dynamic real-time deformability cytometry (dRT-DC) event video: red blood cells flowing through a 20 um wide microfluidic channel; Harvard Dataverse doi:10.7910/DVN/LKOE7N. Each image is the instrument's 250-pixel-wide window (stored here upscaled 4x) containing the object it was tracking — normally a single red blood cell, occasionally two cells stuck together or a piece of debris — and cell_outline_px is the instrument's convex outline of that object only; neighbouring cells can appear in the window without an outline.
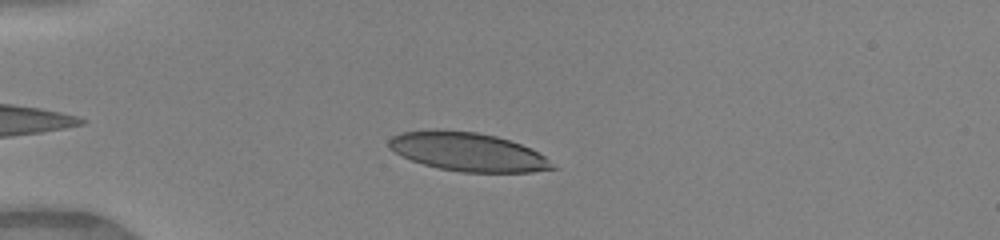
{"species": "human", "species_latin": "Homo sapiens", "temperature_condition": "warm", "stored_images_in_passage": 33, "camera_frame_rate_fps": 3000, "um_per_image_px": 0.085, "donor": {"sex": "female"}, "frame": {"image": 1, "passage_image": 2, "time_ms": 0.333, "image_size_px": [1000, 240], "cell_outline_px": [[560, 168], [532, 172], [460, 172], [440, 168], [424, 164], [412, 160], [388, 148], [388, 140], [392, 136], [404, 132], [436, 128], [476, 132], [496, 136], [532, 148], [544, 156]], "centroid_in_image_um": [39.78, 12.9], "position_along_channel_um": 45.2, "area_um2": 36.93}}
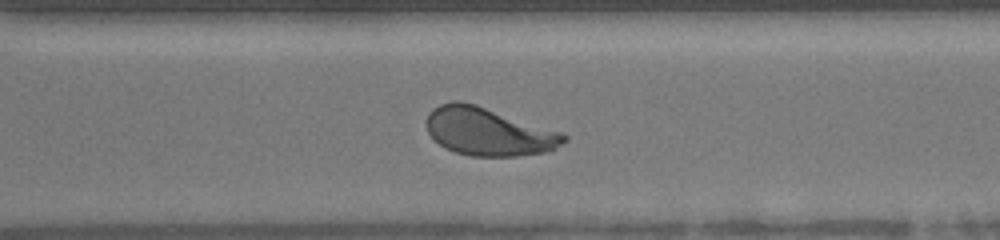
{"frame": {"image": 2, "passage_image": 25, "time_ms": 8.0, "image_size_px": [1000, 240], "cell_outline_px": [[568, 140], [544, 152], [516, 156], [472, 156], [456, 152], [444, 148], [428, 132], [424, 120], [428, 112], [432, 108], [440, 104], [452, 100], [460, 100], [476, 104], [560, 132], [568, 136]], "centroid_in_image_um": [41.44, 11.17], "position_along_channel_um": 329.2, "area_um2": 38.26}}
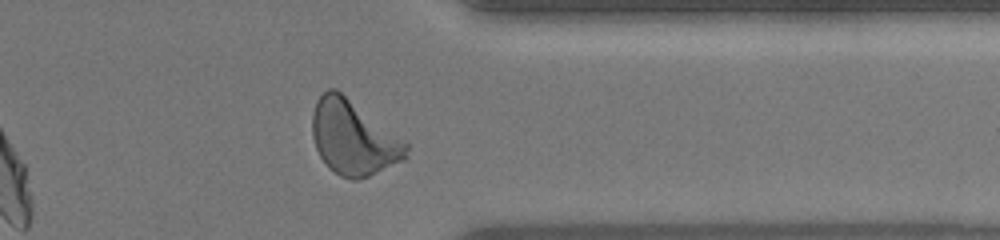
{"frame": {"image": 3, "passage_image": 29, "time_ms": 9.333, "image_size_px": [1000, 240], "cell_outline_px": [[408, 160], [368, 176], [356, 180], [352, 180], [340, 176], [328, 168], [320, 156], [316, 148], [312, 136], [312, 112], [316, 100], [328, 88], [336, 88], [408, 140]], "centroid_in_image_um": [30.09, 11.71], "position_along_channel_um": 381.3, "area_um2": 41.79}, "authors_computed_cell_mechanics": {"area_um2": 38.148, "velocity_mm_per_s": 4.099, "shape_relaxation_time_tau1_ms": 2.8488, "shape_relaxation_time_tau2_ms": null, "deformation_change_tau1": 0.169, "deformation_change_tau2": null}}